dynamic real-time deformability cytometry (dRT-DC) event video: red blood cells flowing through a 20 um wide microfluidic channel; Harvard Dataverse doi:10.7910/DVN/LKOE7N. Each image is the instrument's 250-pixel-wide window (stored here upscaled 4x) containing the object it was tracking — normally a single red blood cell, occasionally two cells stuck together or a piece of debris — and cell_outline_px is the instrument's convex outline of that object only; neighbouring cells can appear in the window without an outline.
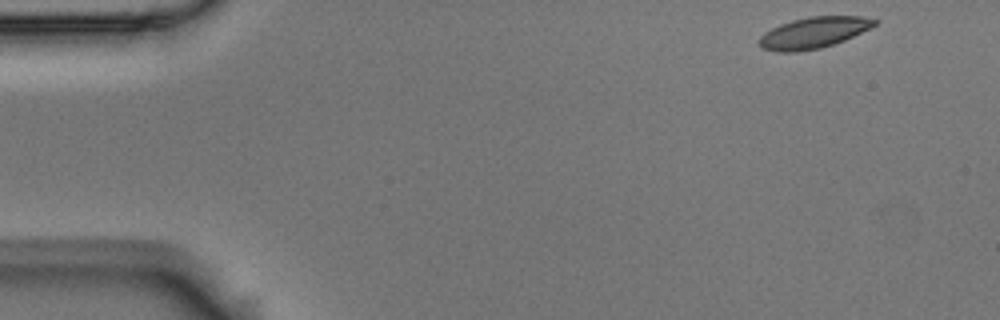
{"species": "Egyptian fruit bat (a non-hibernating species)", "species_latin": "Rousettus aegyptiacus", "temperature_condition": "room temperature", "stored_images_in_passage": 53, "camera_frame_rate_fps": 3000, "um_per_image_px": 0.085, "animal": {"sex": "male"}, "frame": {"image": 1, "passage_image": 1, "time_ms": 0.0, "image_size_px": [1000, 320], "cell_outline_px": [[880, 20], [876, 24], [844, 40], [820, 48], [796, 52], [776, 52], [764, 48], [760, 44], [760, 36], [764, 32], [780, 24], [792, 20], [808, 16], [860, 16]], "centroid_in_image_um": [69.14, 2.77], "position_along_channel_um": 15.9, "area_um2": 20.69}}
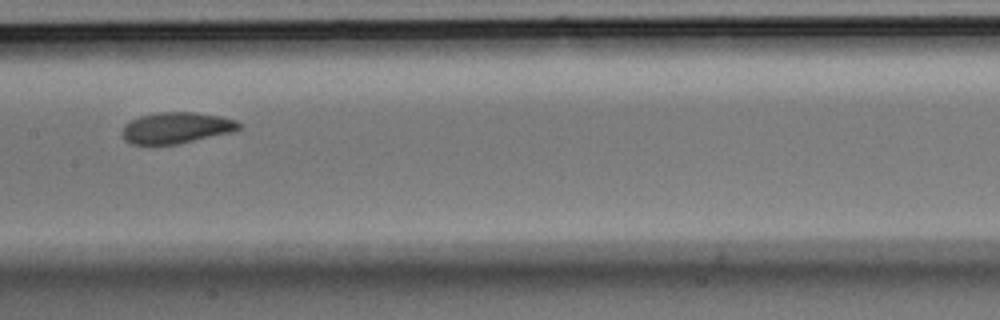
{"frame": {"image": 2, "passage_image": 25, "time_ms": 8.0, "image_size_px": [1000, 320], "cell_outline_px": [[240, 128], [236, 132], [180, 144], [132, 144], [124, 140], [124, 124], [140, 116], [156, 112], [196, 112], [220, 116], [236, 120], [240, 124]], "centroid_in_image_um": [15.05, 10.87], "position_along_channel_um": 192.3, "area_um2": 21.39}}
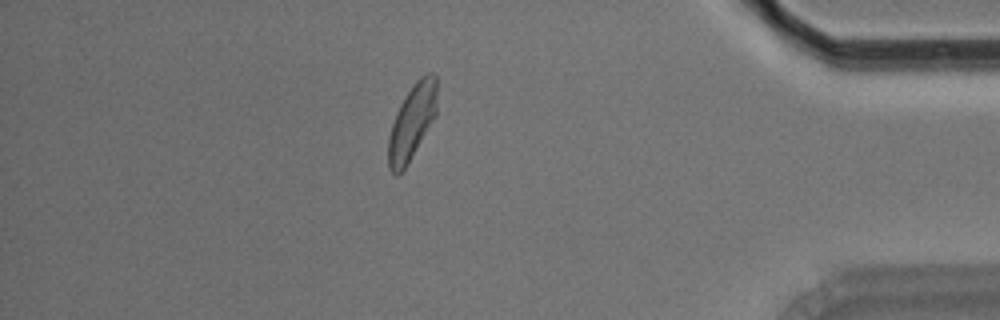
{"frame": {"image": 3, "passage_image": 46, "time_ms": 15.0, "image_size_px": [1000, 320], "cell_outline_px": [[436, 116], [404, 168], [396, 176], [388, 168], [388, 136], [396, 112], [400, 104], [416, 80], [420, 76], [428, 72], [432, 72], [436, 76]], "centroid_in_image_um": [35.01, 10.35], "position_along_channel_um": 400.2, "area_um2": 21.04}, "authors_computed_cell_mechanics": {"area_um2": 21.386, "velocity_mm_per_s": 3.5077, "shape_relaxation_time_tau1_ms": 3.4517, "shape_relaxation_time_tau2_ms": 1.889, "deformation_change_tau1": 0.1223, "deformation_change_tau2": 0.0778}}